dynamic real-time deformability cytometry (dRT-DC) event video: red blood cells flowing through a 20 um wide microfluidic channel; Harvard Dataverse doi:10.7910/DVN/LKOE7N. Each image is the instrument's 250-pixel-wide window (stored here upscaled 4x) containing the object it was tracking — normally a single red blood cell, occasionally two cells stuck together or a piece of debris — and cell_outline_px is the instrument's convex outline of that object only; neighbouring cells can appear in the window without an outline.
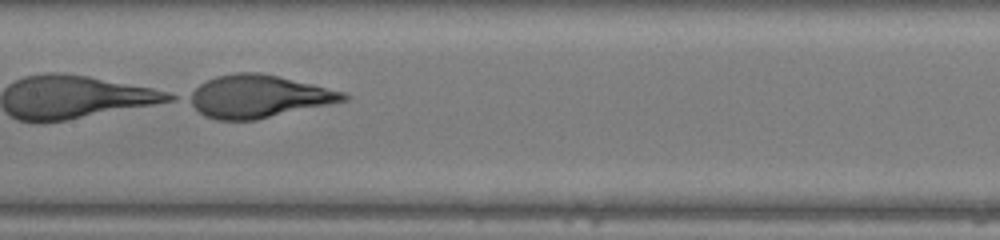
{"species": "human", "species_latin": "Homo sapiens", "temperature_condition": "warm", "stored_images_in_passage": 19, "camera_frame_rate_fps": 3000, "um_per_image_px": 0.085, "donor": {"sex": "female"}, "frame": {"image": 1, "passage_image": 10, "time_ms": 3.0, "image_size_px": [1000, 240], "cell_outline_px": [[352, 96], [348, 100], [256, 120], [216, 120], [204, 116], [184, 100], [184, 96], [200, 84], [216, 76], [236, 72], [260, 72], [280, 76], [344, 92]], "centroid_in_image_um": [21.91, 8.2], "position_along_channel_um": 185.5, "area_um2": 38.67}}
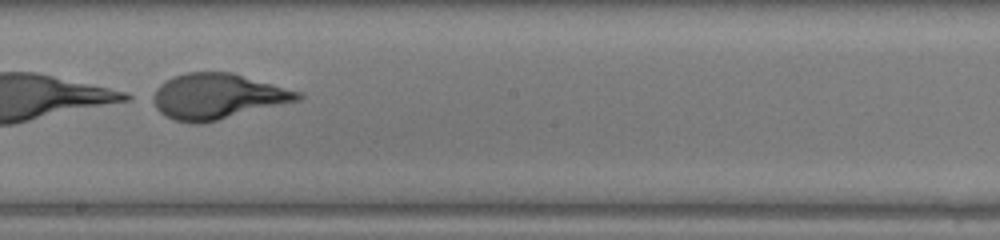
{"frame": {"image": 2, "passage_image": 13, "time_ms": 4.0, "image_size_px": [1000, 240], "cell_outline_px": [[304, 96], [300, 100], [200, 124], [192, 124], [176, 120], [164, 116], [148, 100], [148, 96], [160, 84], [172, 76], [188, 72], [232, 72], [304, 92]], "centroid_in_image_um": [18.44, 8.18], "position_along_channel_um": 229.8, "area_um2": 38.9}}
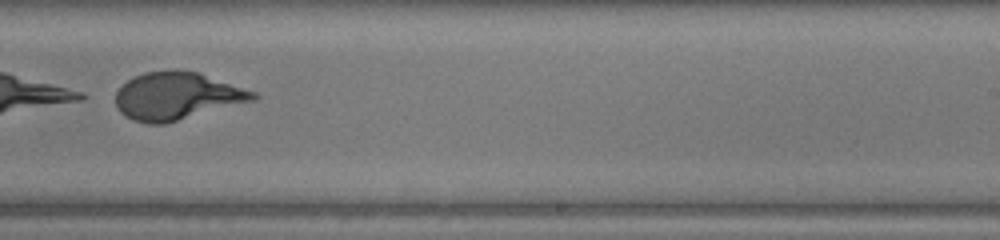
{"frame": {"image": 3, "passage_image": 16, "time_ms": 5.0, "image_size_px": [1000, 240], "cell_outline_px": [[260, 96], [256, 100], [164, 124], [148, 124], [132, 120], [124, 116], [120, 112], [116, 104], [116, 92], [128, 80], [144, 72], [196, 72], [256, 92]], "centroid_in_image_um": [15.04, 8.21], "position_along_channel_um": 274.0, "area_um2": 37.4}}